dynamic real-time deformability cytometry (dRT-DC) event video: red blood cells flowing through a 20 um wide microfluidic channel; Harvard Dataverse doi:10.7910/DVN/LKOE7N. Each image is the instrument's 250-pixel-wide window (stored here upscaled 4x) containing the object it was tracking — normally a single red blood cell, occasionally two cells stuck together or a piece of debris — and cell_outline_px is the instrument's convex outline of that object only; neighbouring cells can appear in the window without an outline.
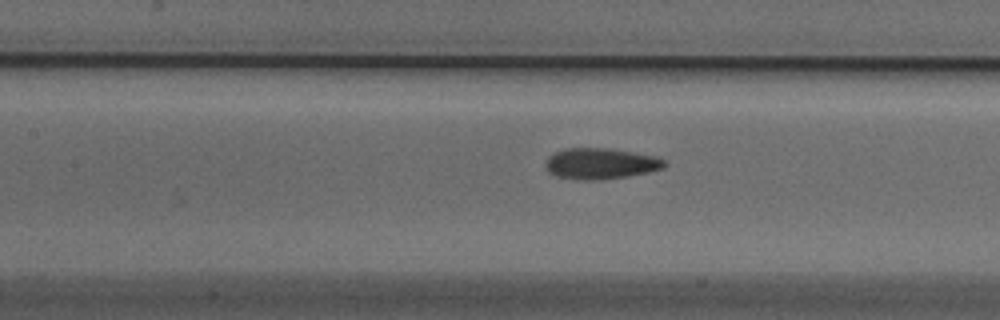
{"species": "Egyptian fruit bat (a non-hibernating species)", "species_latin": "Rousettus aegyptiacus", "temperature_condition": "cold", "stored_images_in_passage": 11, "camera_frame_rate_fps": 3000, "um_per_image_px": 0.085, "animal": {"sex": "male"}, "frame": {"image": 1, "passage_image": 8, "time_ms": 2.333, "image_size_px": [1000, 320], "cell_outline_px": [[668, 164], [664, 168], [648, 172], [628, 176], [596, 180], [584, 180], [556, 176], [548, 172], [544, 164], [548, 156], [564, 148], [608, 148], [656, 156], [664, 160]], "centroid_in_image_um": [51.04, 13.9], "position_along_channel_um": 156.4, "area_um2": 21.5}}